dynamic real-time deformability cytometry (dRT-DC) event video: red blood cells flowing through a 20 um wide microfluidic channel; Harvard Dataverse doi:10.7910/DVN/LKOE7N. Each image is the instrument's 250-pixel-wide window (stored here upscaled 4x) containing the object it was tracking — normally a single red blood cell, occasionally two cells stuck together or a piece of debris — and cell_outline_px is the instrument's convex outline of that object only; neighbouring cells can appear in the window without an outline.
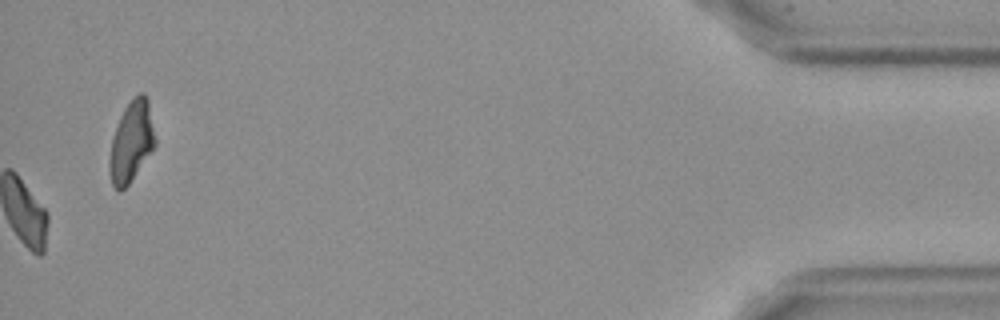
{"species": "Egyptian fruit bat (a non-hibernating species)", "species_latin": "Rousettus aegyptiacus", "temperature_condition": "cold", "stored_images_in_passage": 47, "camera_frame_rate_fps": 3000, "um_per_image_px": 0.085, "frame": {"image": 1, "passage_image": 47, "time_ms": 15.333, "image_size_px": [1000, 320], "cell_outline_px": [[156, 144], [128, 184], [120, 192], [112, 184], [108, 168], [108, 164], [112, 140], [120, 116], [124, 108], [132, 96], [140, 92], [144, 92], [148, 100], [156, 140]], "centroid_in_image_um": [11.16, 12.0], "position_along_channel_um": 424.0, "area_um2": 21.27}}